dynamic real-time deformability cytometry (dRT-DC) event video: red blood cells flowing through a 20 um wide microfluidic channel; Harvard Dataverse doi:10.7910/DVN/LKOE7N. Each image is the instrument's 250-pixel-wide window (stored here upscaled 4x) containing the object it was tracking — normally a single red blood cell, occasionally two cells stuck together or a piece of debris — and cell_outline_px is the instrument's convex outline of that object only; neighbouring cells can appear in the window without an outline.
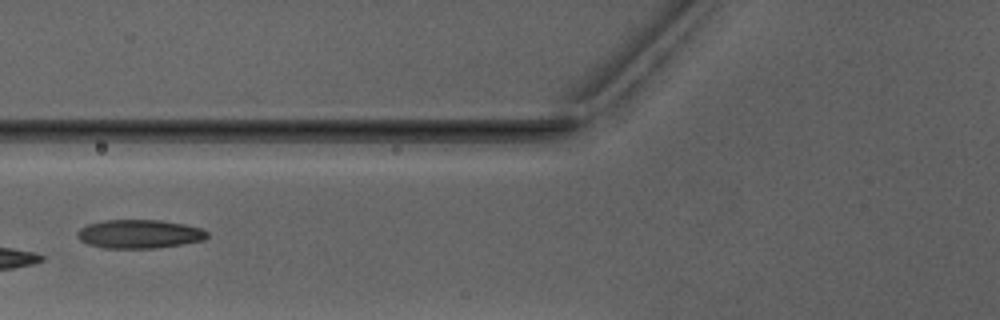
{"species": "Egyptian fruit bat (a non-hibernating species)", "species_latin": "Rousettus aegyptiacus", "temperature_condition": "warm", "stored_images_in_passage": 5, "camera_frame_rate_fps": 3000, "um_per_image_px": 0.085, "animal": {"sex": "male"}, "frame": {"image": 1, "passage_image": 5, "time_ms": 6.333, "image_size_px": [1000, 320], "cell_outline_px": [[208, 236], [204, 240], [156, 248], [104, 248], [88, 244], [80, 240], [76, 236], [76, 232], [80, 228], [88, 224], [104, 220], [160, 220], [184, 224], [200, 228], [208, 232]], "centroid_in_image_um": [11.81, 19.89], "position_along_channel_um": 114.0, "area_um2": 21.68}}